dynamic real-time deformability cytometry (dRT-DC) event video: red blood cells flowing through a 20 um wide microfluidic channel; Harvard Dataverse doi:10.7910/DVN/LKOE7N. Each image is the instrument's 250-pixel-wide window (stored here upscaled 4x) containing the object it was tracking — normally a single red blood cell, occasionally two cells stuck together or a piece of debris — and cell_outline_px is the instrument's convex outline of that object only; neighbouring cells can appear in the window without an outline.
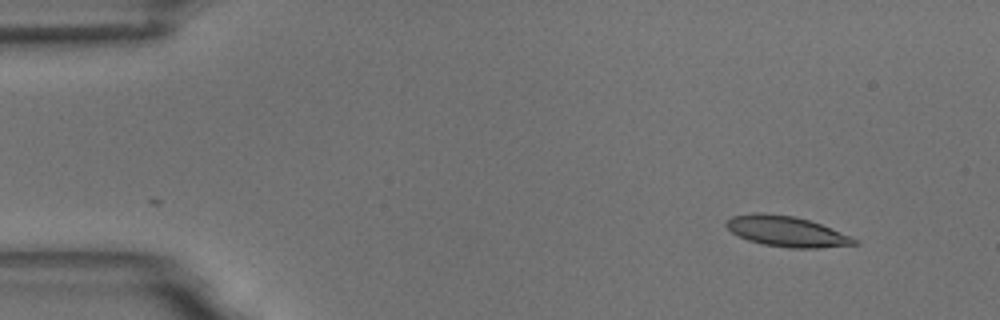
{"species": "common noctule bat (a hibernating species)", "species_latin": "Nyctalus noctula", "temperature_condition": "room temperature", "stored_images_in_passage": 46, "camera_frame_rate_fps": 3000, "um_per_image_px": 0.085, "animal": {"sex": "male", "body_mass_g": 18.8}, "frame": {"image": 1, "passage_image": 1, "time_ms": 0.0, "image_size_px": [1000, 320], "cell_outline_px": [[860, 244], [820, 248], [788, 248], [764, 244], [748, 240], [732, 232], [724, 224], [724, 220], [732, 216], [756, 212], [792, 216], [808, 220], [820, 224], [860, 240]], "centroid_in_image_um": [66.86, 19.67], "position_along_channel_um": 18.1, "area_um2": 22.66}}
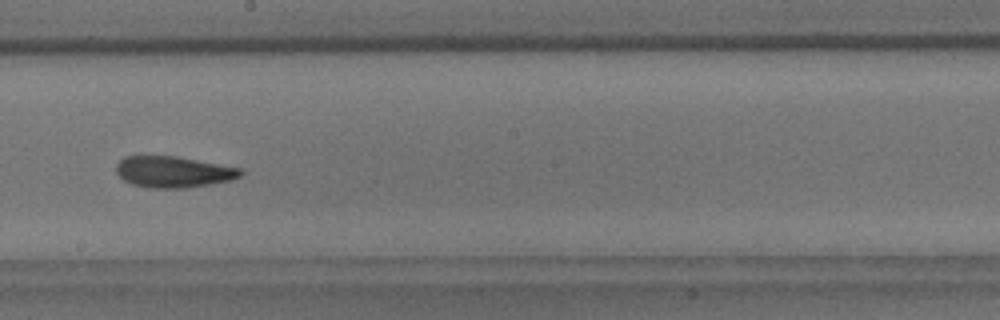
{"frame": {"image": 2, "passage_image": 27, "time_ms": 8.667, "image_size_px": [1000, 320], "cell_outline_px": [[244, 172], [240, 176], [232, 180], [184, 188], [156, 188], [132, 184], [124, 180], [116, 172], [116, 164], [124, 156], [176, 156], [240, 168]], "centroid_in_image_um": [14.72, 14.6], "position_along_channel_um": 233.5, "area_um2": 22.43}}
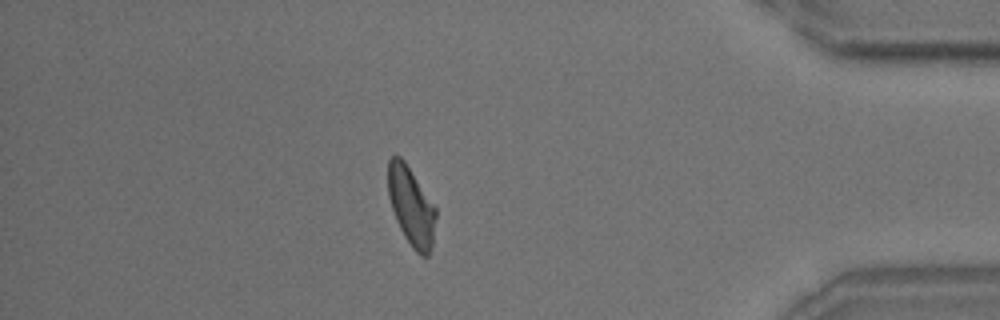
{"frame": {"image": 3, "passage_image": 44, "time_ms": 14.333, "image_size_px": [1000, 320], "cell_outline_px": [[436, 216], [432, 244], [428, 256], [420, 256], [412, 248], [404, 236], [396, 220], [388, 196], [388, 160], [392, 156], [400, 156], [404, 160], [436, 208]], "centroid_in_image_um": [34.94, 17.54], "position_along_channel_um": 400.3, "area_um2": 21.73}}